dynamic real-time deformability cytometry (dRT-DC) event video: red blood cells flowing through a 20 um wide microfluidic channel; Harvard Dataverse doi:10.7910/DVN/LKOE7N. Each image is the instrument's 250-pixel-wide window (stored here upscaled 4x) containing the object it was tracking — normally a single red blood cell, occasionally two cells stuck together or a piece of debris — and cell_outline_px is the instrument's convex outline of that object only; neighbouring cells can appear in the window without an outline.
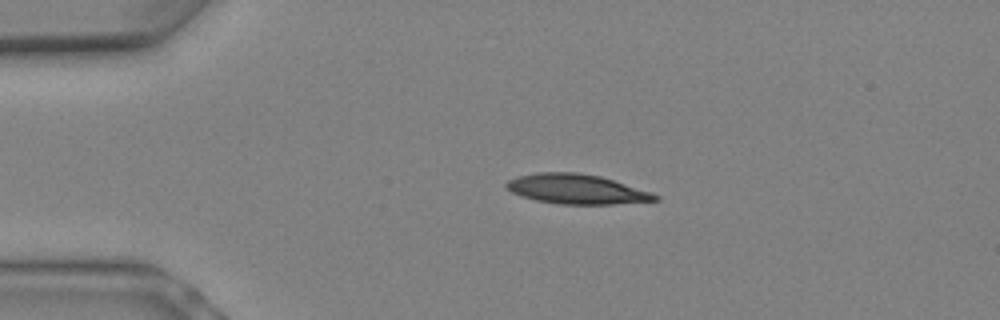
{"species": "Egyptian fruit bat (a non-hibernating species)", "species_latin": "Rousettus aegyptiacus", "temperature_condition": "warm", "stored_images_in_passage": 10, "camera_frame_rate_fps": 3000, "um_per_image_px": 0.085, "animal": {"sex": "female"}, "frame": {"image": 1, "passage_image": 4, "time_ms": 1.0, "image_size_px": [1000, 320], "cell_outline_px": [[660, 200], [616, 204], [560, 204], [536, 200], [520, 196], [504, 188], [504, 184], [508, 180], [516, 176], [536, 172], [576, 172], [600, 176], [652, 192], [660, 196]], "centroid_in_image_um": [48.98, 16.07], "position_along_channel_um": 36.0, "area_um2": 25.95}}
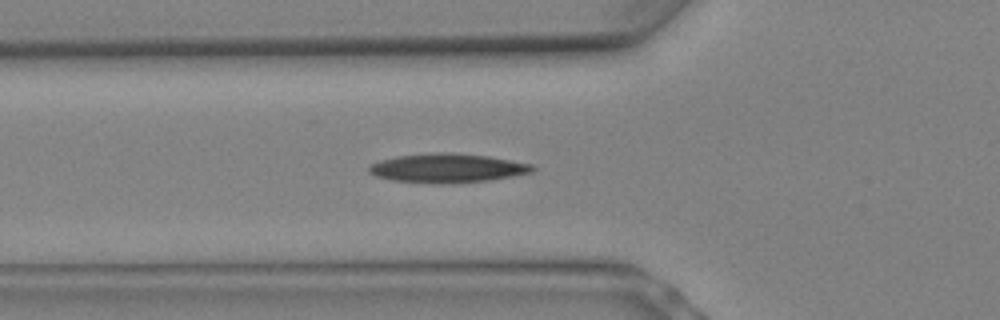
{"frame": {"image": 2, "passage_image": 7, "time_ms": 2.0, "image_size_px": [1000, 320], "cell_outline_px": [[536, 168], [532, 172], [512, 176], [488, 180], [452, 184], [436, 184], [392, 180], [376, 176], [368, 172], [368, 168], [372, 164], [380, 160], [396, 156], [436, 152], [452, 152], [488, 156], [532, 164]], "centroid_in_image_um": [38.02, 14.29], "position_along_channel_um": 87.8, "area_um2": 27.8}}